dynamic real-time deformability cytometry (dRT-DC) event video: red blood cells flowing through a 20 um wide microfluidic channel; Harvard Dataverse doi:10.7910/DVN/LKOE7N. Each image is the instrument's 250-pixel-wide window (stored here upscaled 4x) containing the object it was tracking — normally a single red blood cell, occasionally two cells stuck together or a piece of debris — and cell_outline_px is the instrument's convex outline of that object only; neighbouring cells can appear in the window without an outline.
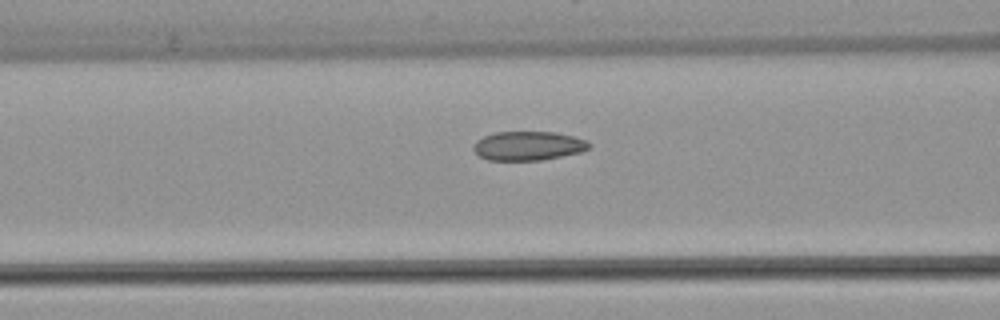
{"species": "common noctule bat (a hibernating species)", "species_latin": "Nyctalus noctula", "temperature_condition": "warm", "stored_images_in_passage": 28, "camera_frame_rate_fps": 3000, "um_per_image_px": 0.085, "animal": {"sex": "female", "body_mass_g": 22.7, "forearm_length_mm": 54.2}, "frame": {"image": 1, "passage_image": 16, "time_ms": 5.0, "image_size_px": [1000, 320], "cell_outline_px": [[592, 144], [588, 148], [580, 152], [544, 160], [488, 160], [480, 156], [472, 148], [476, 140], [484, 136], [496, 132], [556, 132], [572, 136], [584, 140]], "centroid_in_image_um": [44.88, 12.4], "position_along_channel_um": 121.7, "area_um2": 19.48}}
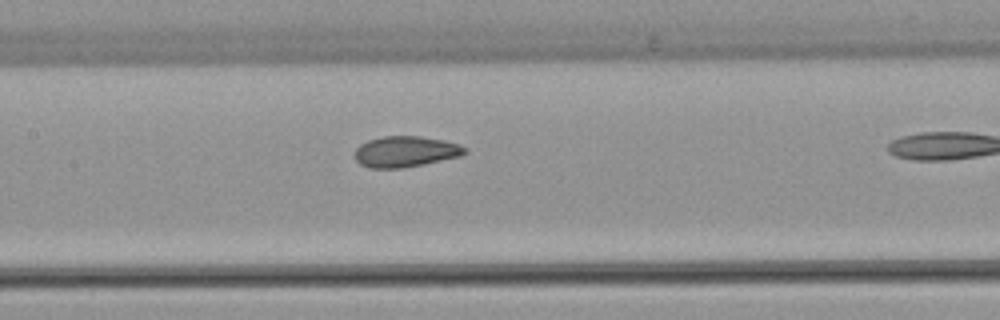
{"frame": {"image": 2, "passage_image": 20, "time_ms": 6.333, "image_size_px": [1000, 320], "cell_outline_px": [[468, 152], [460, 156], [424, 164], [404, 168], [368, 168], [360, 164], [356, 160], [356, 148], [360, 144], [368, 140], [384, 136], [420, 136], [444, 140], [468, 148]], "centroid_in_image_um": [34.47, 12.89], "position_along_channel_um": 172.9, "area_um2": 19.83}}